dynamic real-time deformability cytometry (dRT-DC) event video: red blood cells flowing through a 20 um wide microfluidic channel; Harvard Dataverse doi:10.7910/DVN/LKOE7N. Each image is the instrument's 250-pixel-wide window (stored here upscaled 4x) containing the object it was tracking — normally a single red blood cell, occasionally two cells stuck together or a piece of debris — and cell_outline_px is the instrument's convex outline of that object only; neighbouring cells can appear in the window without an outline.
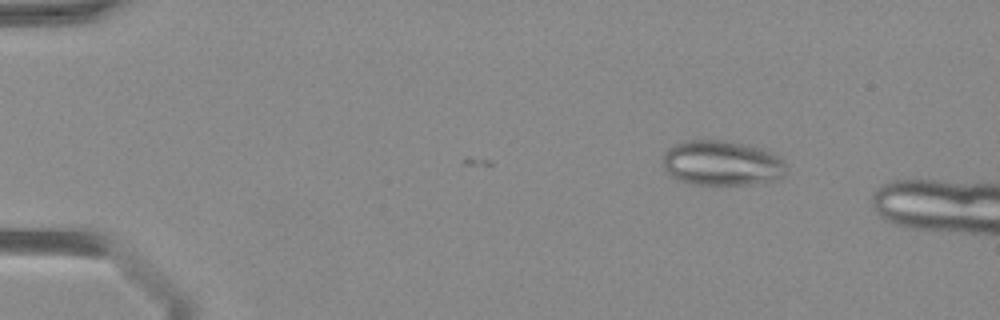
{"species": "Egyptian fruit bat (a non-hibernating species)", "species_latin": "Rousettus aegyptiacus", "temperature_condition": "warm", "stored_images_in_passage": 4, "camera_frame_rate_fps": 3000, "um_per_image_px": 0.085, "animal": {"sex": "female"}, "frame": {"image": 1, "passage_image": 1, "time_ms": 0.0, "image_size_px": [1000, 320], "cell_outline_px": [[788, 172], [784, 176], [776, 180], [748, 184], [692, 184], [680, 180], [672, 176], [664, 168], [664, 152], [668, 148], [676, 144], [688, 140], [724, 140], [748, 144], [764, 148], [776, 156], [788, 168]], "centroid_in_image_um": [61.38, 13.85], "position_along_channel_um": 23.6, "area_um2": 32.37}}